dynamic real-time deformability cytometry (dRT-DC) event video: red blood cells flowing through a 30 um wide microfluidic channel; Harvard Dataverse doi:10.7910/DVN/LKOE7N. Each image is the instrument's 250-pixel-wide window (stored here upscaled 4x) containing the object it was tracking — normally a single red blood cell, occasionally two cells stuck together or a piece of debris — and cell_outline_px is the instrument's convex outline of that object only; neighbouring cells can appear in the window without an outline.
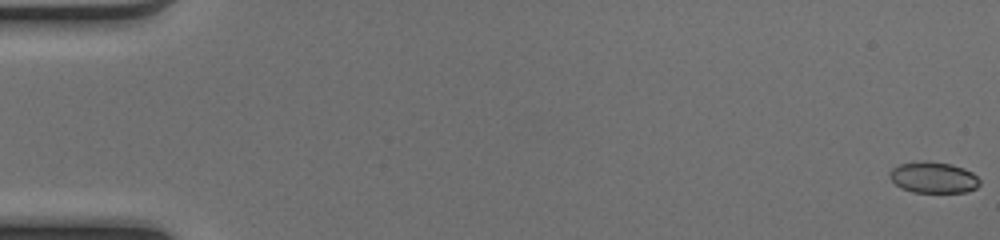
{"species": "common noctule bat (a hibernating species)", "species_latin": "Nyctalus noctula", "temperature_condition": "cold", "stored_images_in_passage": 52, "camera_frame_rate_fps": 3000, "um_per_image_px": 0.085, "animal": {"sex": "female", "body_mass_g": 17.0, "forearm_length_mm": 48.0}, "frame": {"image": 1, "passage_image": 1, "time_ms": 0.0, "image_size_px": [1000, 240], "cell_outline_px": [[980, 184], [976, 188], [968, 192], [912, 192], [900, 188], [888, 176], [888, 172], [892, 168], [900, 164], [924, 160], [952, 164], [964, 168], [972, 172], [980, 180]], "centroid_in_image_um": [79.33, 15.08], "position_along_channel_um": 5.7, "area_um2": 16.53}}
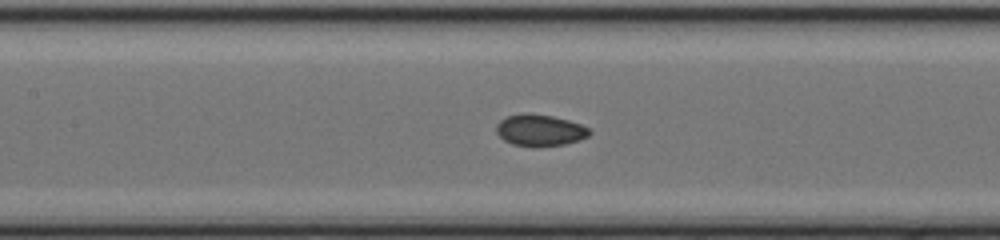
{"frame": {"image": 2, "passage_image": 25, "time_ms": 8.0, "image_size_px": [1000, 240], "cell_outline_px": [[592, 132], [588, 136], [580, 140], [564, 144], [536, 148], [532, 148], [512, 144], [504, 140], [496, 132], [496, 124], [500, 120], [508, 116], [552, 116], [568, 120], [592, 128]], "centroid_in_image_um": [45.94, 11.14], "position_along_channel_um": 161.5, "area_um2": 16.88}}
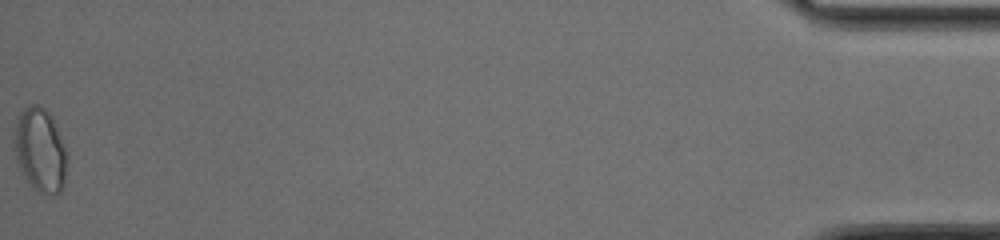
{"frame": {"image": 3, "passage_image": 52, "time_ms": 17.0, "image_size_px": [1000, 240], "cell_outline_px": [[68, 156], [64, 180], [60, 192], [44, 196], [32, 188], [20, 168], [16, 156], [12, 140], [16, 116], [28, 104], [36, 104], [44, 108], [48, 112], [60, 136]], "centroid_in_image_um": [3.38, 12.75], "position_along_channel_um": 431.8, "area_um2": 25.95}, "authors_computed_cell_mechanics": {"area_um2": 17.1088, "velocity_mm_per_s": 4.1198, "shape_relaxation_time_tau1_ms": 4.5712, "shape_relaxation_time_tau2_ms": 1.161, "deformation_change_tau1": 0.1142, "deformation_change_tau2": 0.0432}}